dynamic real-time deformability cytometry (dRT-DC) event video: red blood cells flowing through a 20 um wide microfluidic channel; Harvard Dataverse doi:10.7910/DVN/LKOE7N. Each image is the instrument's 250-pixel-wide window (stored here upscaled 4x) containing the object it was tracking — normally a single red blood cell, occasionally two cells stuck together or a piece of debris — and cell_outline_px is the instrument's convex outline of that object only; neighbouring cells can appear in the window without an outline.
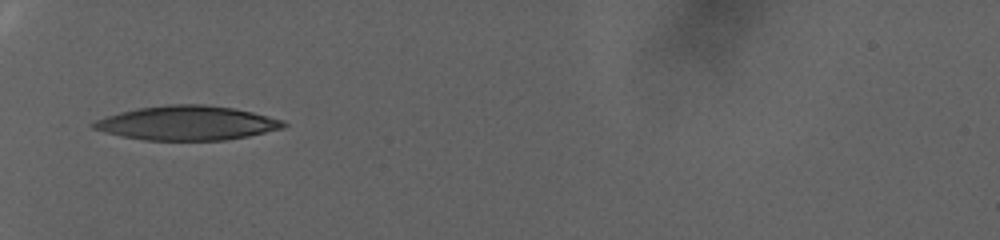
{"species": "human", "species_latin": "Homo sapiens", "temperature_condition": "warm", "stored_images_in_passage": 52, "camera_frame_rate_fps": 3000, "um_per_image_px": 0.085, "donor": {"sex": "female"}, "frame": {"image": 1, "passage_image": 1, "time_ms": 0.0, "image_size_px": [1000, 240], "cell_outline_px": [[288, 124], [284, 128], [248, 136], [224, 140], [144, 140], [120, 136], [104, 132], [92, 128], [88, 124], [96, 120], [120, 112], [136, 108], [168, 104], [204, 104], [232, 108], [252, 112], [284, 120]], "centroid_in_image_um": [15.88, 10.46], "position_along_channel_um": 69.1, "area_um2": 38.03}}
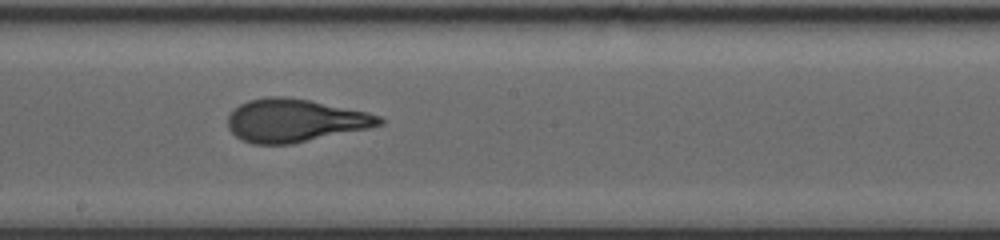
{"frame": {"image": 2, "passage_image": 22, "time_ms": 7.0, "image_size_px": [1000, 240], "cell_outline_px": [[384, 124], [368, 128], [292, 144], [252, 144], [240, 140], [228, 128], [228, 116], [240, 104], [248, 100], [268, 96], [284, 96], [308, 100], [368, 112], [380, 116], [384, 120]], "centroid_in_image_um": [25.05, 10.25], "position_along_channel_um": 223.1, "area_um2": 37.86}}
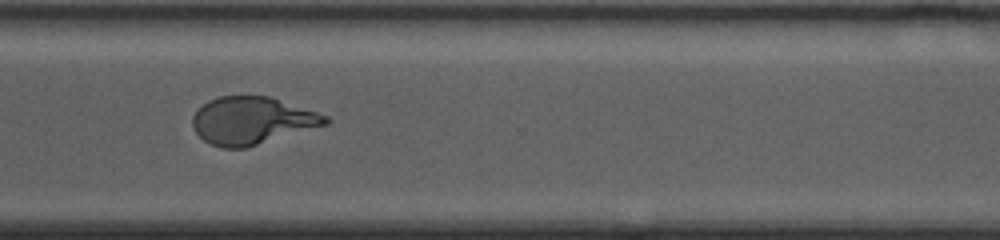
{"frame": {"image": 3, "passage_image": 38, "time_ms": 12.333, "image_size_px": [1000, 240], "cell_outline_px": [[332, 120], [328, 124], [248, 148], [220, 148], [204, 140], [192, 128], [192, 116], [208, 100], [220, 96], [272, 96], [328, 116]], "centroid_in_image_um": [21.45, 10.26], "position_along_channel_um": 349.2, "area_um2": 36.99}, "authors_computed_cell_mechanics": {"area_um2": 37.6856, "velocity_mm_per_s": 2.3662, "shape_relaxation_time_tau1_ms": 8.4645, "shape_relaxation_time_tau2_ms": 1.4559, "deformation_change_tau1": 0.2862, "deformation_change_tau2": 0.0897}}